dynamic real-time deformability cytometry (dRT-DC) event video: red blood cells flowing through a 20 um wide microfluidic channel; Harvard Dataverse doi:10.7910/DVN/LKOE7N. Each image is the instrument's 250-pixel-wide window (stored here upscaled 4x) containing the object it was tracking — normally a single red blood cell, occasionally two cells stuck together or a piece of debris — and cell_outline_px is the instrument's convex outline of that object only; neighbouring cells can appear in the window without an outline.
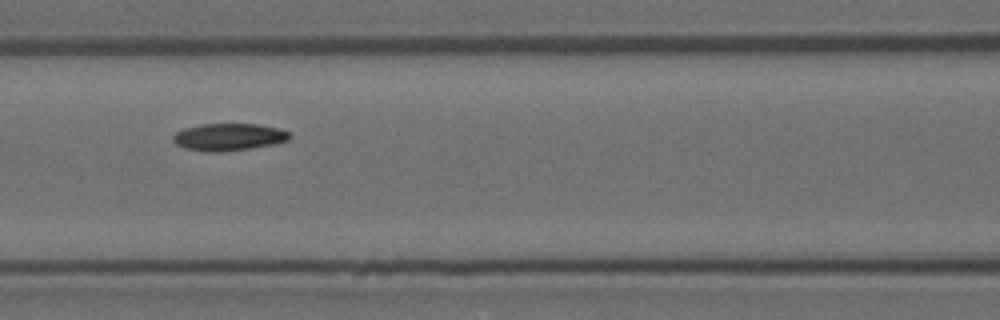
{"species": "Egyptian fruit bat (a non-hibernating species)", "species_latin": "Rousettus aegyptiacus", "temperature_condition": "room temperature", "stored_images_in_passage": 12, "camera_frame_rate_fps": 3000, "um_per_image_px": 0.085, "animal": {"sex": "female"}, "frame": {"image": 1, "passage_image": 6, "time_ms": 1.667, "image_size_px": [1000, 320], "cell_outline_px": [[292, 136], [288, 140], [272, 144], [248, 148], [220, 152], [208, 152], [184, 148], [176, 144], [172, 140], [172, 136], [176, 132], [184, 128], [200, 124], [256, 124], [280, 128], [288, 132]], "centroid_in_image_um": [19.41, 11.64], "position_along_channel_um": 147.2, "area_um2": 18.44}}
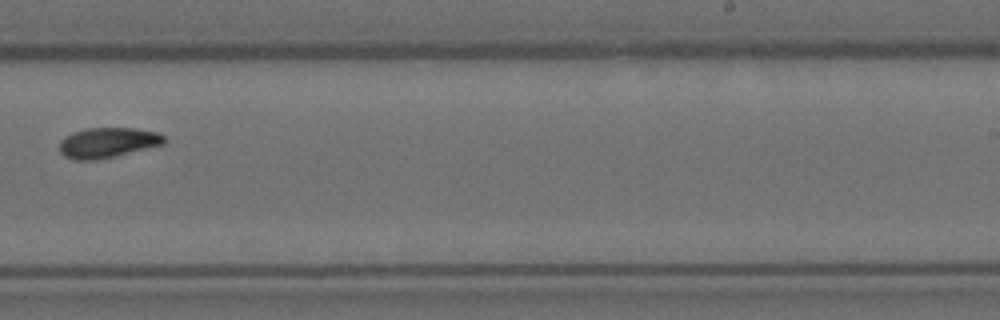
{"frame": {"image": 2, "passage_image": 9, "time_ms": 2.667, "image_size_px": [1000, 320], "cell_outline_px": [[164, 144], [96, 160], [76, 160], [64, 156], [60, 152], [60, 140], [64, 136], [72, 132], [84, 128], [136, 128], [160, 132], [164, 136]], "centroid_in_image_um": [9.13, 12.11], "position_along_channel_um": 279.9, "area_um2": 18.44}}
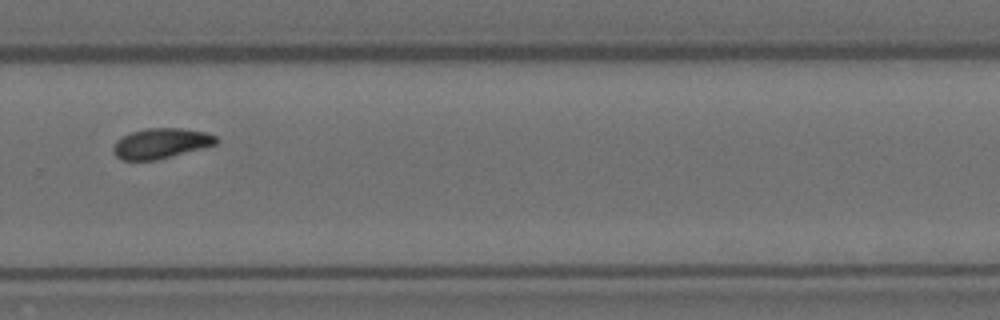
{"frame": {"image": 3, "passage_image": 10, "time_ms": 3.0, "image_size_px": [1000, 320], "cell_outline_px": [[220, 140], [216, 144], [156, 160], [120, 160], [112, 152], [112, 148], [116, 140], [132, 132], [144, 128], [180, 128], [204, 132], [216, 136]], "centroid_in_image_um": [13.65, 12.18], "position_along_channel_um": 316.2, "area_um2": 18.03}}